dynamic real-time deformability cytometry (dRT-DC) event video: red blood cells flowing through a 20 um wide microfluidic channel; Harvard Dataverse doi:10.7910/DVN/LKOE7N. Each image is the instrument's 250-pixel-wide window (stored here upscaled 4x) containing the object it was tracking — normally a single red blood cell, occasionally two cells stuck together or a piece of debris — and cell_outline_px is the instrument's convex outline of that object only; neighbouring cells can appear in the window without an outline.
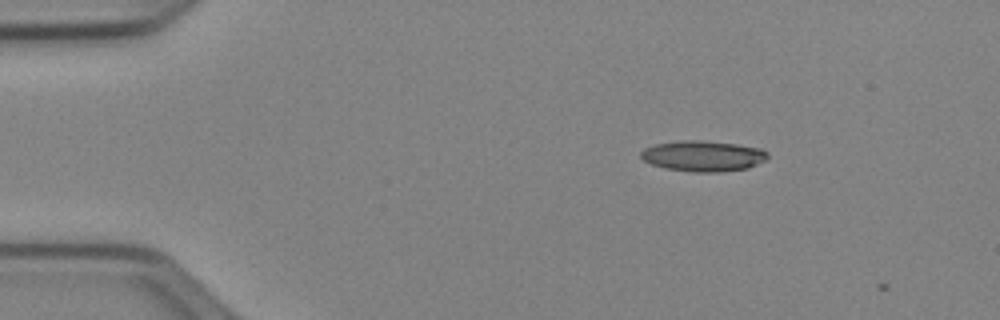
{"species": "Egyptian fruit bat (a non-hibernating species)", "species_latin": "Rousettus aegyptiacus", "temperature_condition": "cold", "stored_images_in_passage": 4, "camera_frame_rate_fps": 3000, "um_per_image_px": 0.085, "animal": {"sex": "female"}, "frame": {"image": 1, "passage_image": 3, "time_ms": 0.667, "image_size_px": [1000, 320], "cell_outline_px": [[768, 156], [764, 160], [748, 168], [716, 172], [696, 172], [664, 168], [652, 164], [644, 160], [640, 156], [640, 152], [644, 148], [656, 144], [680, 140], [700, 140], [736, 144], [760, 148], [768, 152]], "centroid_in_image_um": [59.74, 13.25], "position_along_channel_um": 25.3, "area_um2": 22.54}}